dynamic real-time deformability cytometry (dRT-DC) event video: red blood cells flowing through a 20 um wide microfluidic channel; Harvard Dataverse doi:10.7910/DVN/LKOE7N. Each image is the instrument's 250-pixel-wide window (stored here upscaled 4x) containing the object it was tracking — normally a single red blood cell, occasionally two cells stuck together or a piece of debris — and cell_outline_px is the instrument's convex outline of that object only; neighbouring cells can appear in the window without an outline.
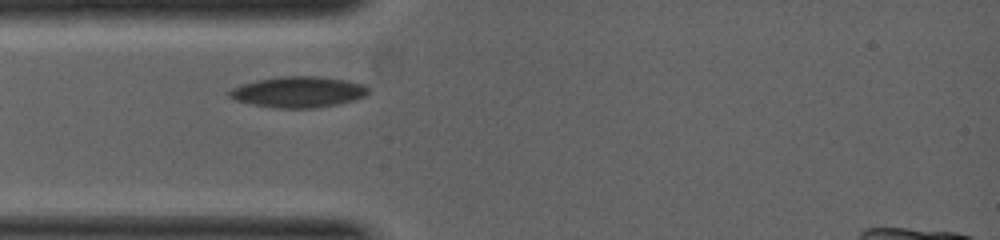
{"species": "common noctule bat (a hibernating species)", "species_latin": "Nyctalus noctula", "temperature_condition": "warm", "stored_images_in_passage": 5, "camera_frame_rate_fps": 5000, "um_per_image_px": 0.085, "animal": {"sex": "female", "body_mass_g": 19.0, "forearm_length_mm": 53.3}, "frame": {"image": 1, "passage_image": 2, "time_ms": 0.4, "image_size_px": [1000, 240], "cell_outline_px": [[368, 92], [364, 96], [352, 100], [320, 108], [276, 108], [252, 104], [236, 100], [228, 96], [228, 92], [232, 88], [240, 84], [256, 80], [280, 76], [316, 76], [348, 80], [364, 84], [368, 88]], "centroid_in_image_um": [25.33, 7.81], "position_along_channel_um": 59.7, "area_um2": 25.09}}
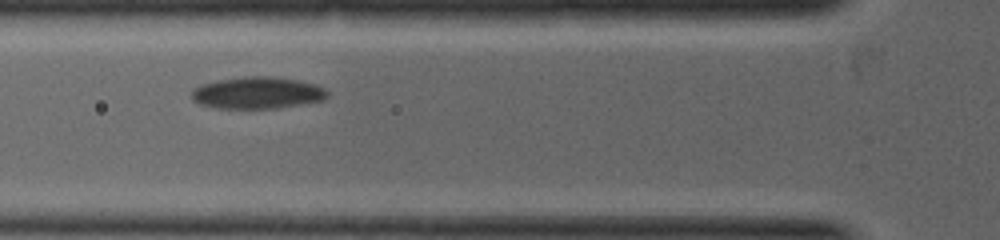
{"frame": {"image": 2, "passage_image": 4, "time_ms": 1.0, "image_size_px": [1000, 240], "cell_outline_px": [[328, 96], [324, 100], [276, 108], [216, 108], [200, 104], [192, 100], [192, 88], [200, 84], [216, 80], [244, 76], [272, 76], [296, 80], [316, 84], [324, 88], [328, 92]], "centroid_in_image_um": [21.85, 7.88], "position_along_channel_um": 104.0, "area_um2": 25.32}}